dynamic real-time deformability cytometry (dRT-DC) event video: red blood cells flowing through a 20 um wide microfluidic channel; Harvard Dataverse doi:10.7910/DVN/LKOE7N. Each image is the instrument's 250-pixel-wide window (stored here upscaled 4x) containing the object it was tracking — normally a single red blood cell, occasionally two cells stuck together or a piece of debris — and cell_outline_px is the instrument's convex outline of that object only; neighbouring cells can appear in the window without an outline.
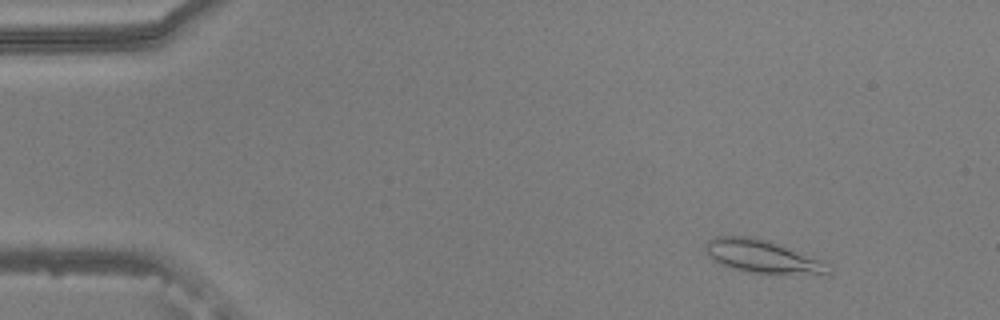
{"species": "common noctule bat (a hibernating species)", "species_latin": "Nyctalus noctula", "temperature_condition": "warm", "stored_images_in_passage": 49, "camera_frame_rate_fps": 3000, "um_per_image_px": 0.085, "animal": {"sex": "male", "body_mass_g": 20.5, "forearm_length_mm": 52.5}, "frame": {"image": 1, "passage_image": 1, "time_ms": 0.0, "image_size_px": [1000, 320], "cell_outline_px": [[832, 272], [752, 272], [732, 268], [720, 264], [708, 256], [708, 240], [716, 236], [748, 236], [764, 240], [776, 244], [820, 260]], "centroid_in_image_um": [64.64, 21.76], "position_along_channel_um": 20.4, "area_um2": 21.85}}
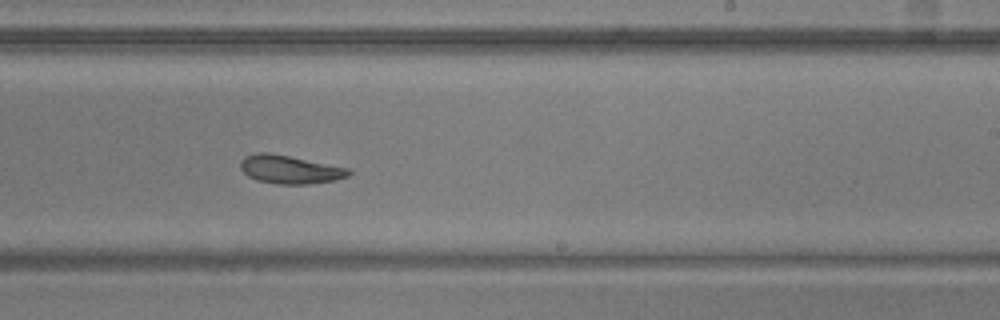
{"frame": {"image": 2, "passage_image": 28, "time_ms": 9.0, "image_size_px": [1000, 320], "cell_outline_px": [[352, 172], [348, 176], [336, 180], [308, 184], [276, 184], [256, 180], [248, 176], [240, 168], [240, 160], [244, 156], [260, 152], [268, 152], [348, 168]], "centroid_in_image_um": [24.61, 14.41], "position_along_channel_um": 264.4, "area_um2": 17.8}}
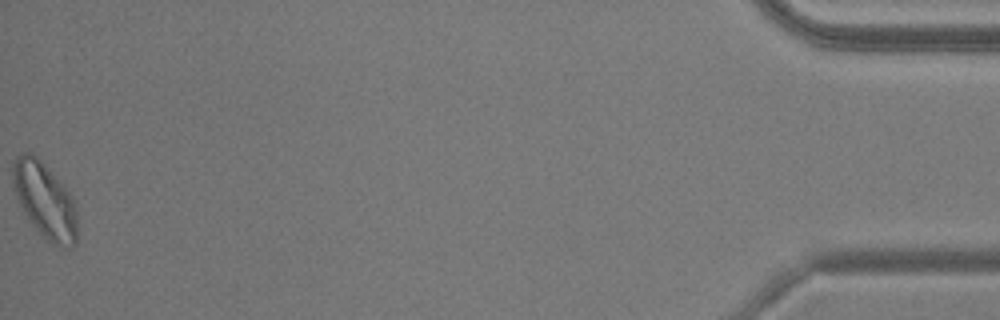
{"frame": {"image": 3, "passage_image": 49, "time_ms": 16.0, "image_size_px": [1000, 320], "cell_outline_px": [[76, 244], [72, 248], [64, 248], [48, 240], [32, 224], [24, 212], [20, 204], [12, 184], [12, 164], [16, 156], [20, 152], [32, 152], [40, 160], [76, 200]], "centroid_in_image_um": [3.81, 17.01], "position_along_channel_um": 431.4, "area_um2": 28.21}, "authors_computed_cell_mechanics": {"area_um2": 19.8832, "velocity_mm_per_s": 3.7632, "shape_relaxation_time_tau1_ms": 9.2711, "shape_relaxation_time_tau2_ms": 2.5799, "deformation_change_tau1": 0.2032, "deformation_change_tau2": 0.0798}}